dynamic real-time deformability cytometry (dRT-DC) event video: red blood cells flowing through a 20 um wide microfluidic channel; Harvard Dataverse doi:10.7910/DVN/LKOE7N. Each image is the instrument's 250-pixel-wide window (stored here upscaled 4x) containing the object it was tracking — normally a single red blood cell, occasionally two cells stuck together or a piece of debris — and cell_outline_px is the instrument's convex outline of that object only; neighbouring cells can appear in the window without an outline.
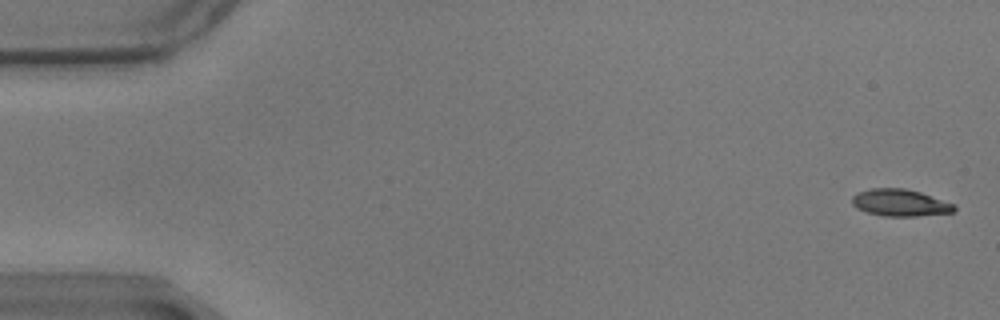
{"species": "common noctule bat (a hibernating species)", "species_latin": "Nyctalus noctula", "temperature_condition": "warm", "stored_images_in_passage": 53, "camera_frame_rate_fps": 3000, "um_per_image_px": 0.085, "animal": {"sex": "male", "body_mass_g": 17.9}, "frame": {"image": 1, "passage_image": 2, "time_ms": 0.333, "image_size_px": [1000, 320], "cell_outline_px": [[956, 208], [952, 212], [916, 216], [884, 216], [868, 212], [856, 208], [852, 204], [852, 196], [856, 192], [872, 188], [904, 188], [920, 192], [956, 204]], "centroid_in_image_um": [76.49, 17.22], "position_along_channel_um": 8.5, "area_um2": 16.07}}
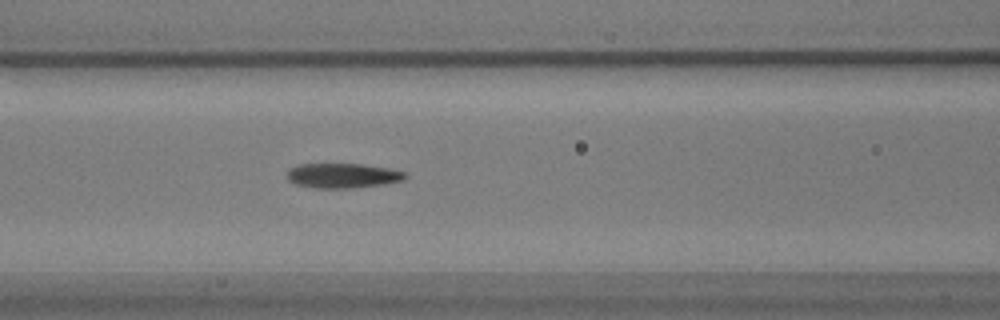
{"frame": {"image": 2, "passage_image": 25, "time_ms": 8.0, "image_size_px": [1000, 320], "cell_outline_px": [[408, 176], [404, 180], [380, 184], [348, 188], [316, 188], [296, 184], [288, 180], [288, 172], [296, 164], [360, 164], [388, 168], [404, 172]], "centroid_in_image_um": [29.12, 14.92], "position_along_channel_um": 137.5, "area_um2": 16.76}}
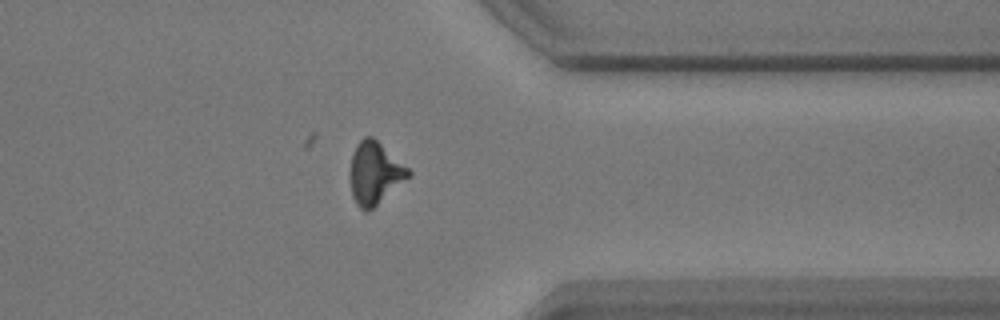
{"frame": {"image": 3, "passage_image": 45, "time_ms": 14.667, "image_size_px": [1000, 320], "cell_outline_px": [[412, 176], [368, 212], [364, 212], [356, 204], [352, 196], [352, 152], [356, 144], [364, 136], [372, 136], [408, 168], [412, 172]], "centroid_in_image_um": [31.89, 14.73], "position_along_channel_um": 379.5, "area_um2": 20.92}, "authors_computed_cell_mechanics": {"area_um2": 17.5134, "velocity_mm_per_s": 3.4793, "shape_relaxation_time_tau1_ms": 2.9167, "shape_relaxation_time_tau2_ms": 2.4303, "deformation_change_tau1": 0.197, "deformation_change_tau2": 0.1178}}